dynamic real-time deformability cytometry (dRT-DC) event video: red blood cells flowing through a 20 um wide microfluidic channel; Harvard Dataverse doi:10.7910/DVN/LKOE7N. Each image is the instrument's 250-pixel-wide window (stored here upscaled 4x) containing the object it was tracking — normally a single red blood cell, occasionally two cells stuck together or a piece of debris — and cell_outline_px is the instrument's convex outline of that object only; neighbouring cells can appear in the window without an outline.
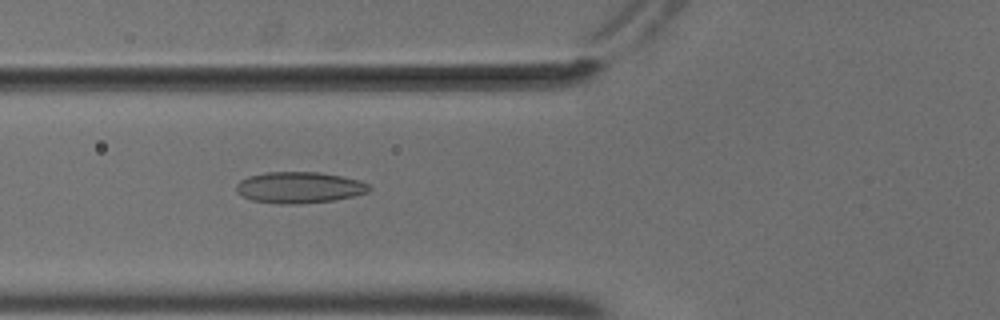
{"species": "common noctule bat (a hibernating species)", "species_latin": "Nyctalus noctula", "temperature_condition": "cold", "stored_images_in_passage": 55, "camera_frame_rate_fps": 3000, "um_per_image_px": 0.085, "animal": {"sex": "male", "body_mass_g": 18.8}, "frame": {"image": 1, "passage_image": 21, "time_ms": 6.667, "image_size_px": [1000, 320], "cell_outline_px": [[372, 188], [368, 192], [352, 196], [332, 200], [296, 204], [276, 204], [252, 200], [236, 192], [236, 184], [240, 180], [248, 176], [268, 172], [320, 172], [360, 180], [368, 184]], "centroid_in_image_um": [25.42, 15.93], "position_along_channel_um": 100.4, "area_um2": 24.16}}
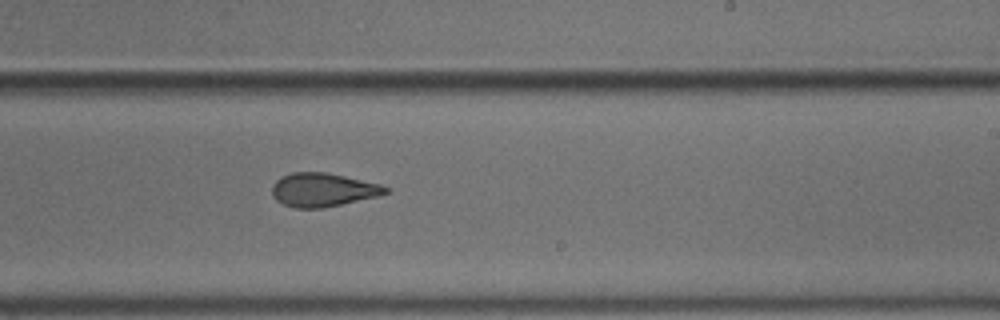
{"frame": {"image": 2, "passage_image": 34, "time_ms": 11.0, "image_size_px": [1000, 320], "cell_outline_px": [[388, 192], [380, 196], [320, 208], [292, 208], [276, 200], [272, 196], [272, 184], [276, 180], [292, 172], [324, 172], [344, 176], [380, 184], [388, 188]], "centroid_in_image_um": [27.42, 16.14], "position_along_channel_um": 261.6, "area_um2": 22.08}}
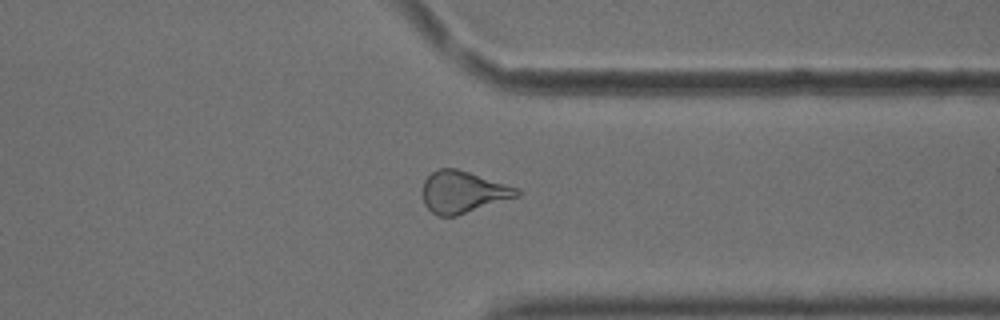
{"frame": {"image": 3, "passage_image": 43, "time_ms": 14.0, "image_size_px": [1000, 320], "cell_outline_px": [[520, 196], [456, 216], [436, 216], [424, 204], [420, 192], [424, 180], [432, 172], [440, 168], [456, 168], [520, 188]], "centroid_in_image_um": [39.33, 16.32], "position_along_channel_um": 372.1, "area_um2": 23.29}, "authors_computed_cell_mechanics": {"area_um2": 24.1026, "velocity_mm_per_s": 3.6981, "shape_relaxation_time_tau1_ms": 6.571, "shape_relaxation_time_tau2_ms": 1.8855, "deformation_change_tau1": 0.1601, "deformation_change_tau2": 0.0844}}